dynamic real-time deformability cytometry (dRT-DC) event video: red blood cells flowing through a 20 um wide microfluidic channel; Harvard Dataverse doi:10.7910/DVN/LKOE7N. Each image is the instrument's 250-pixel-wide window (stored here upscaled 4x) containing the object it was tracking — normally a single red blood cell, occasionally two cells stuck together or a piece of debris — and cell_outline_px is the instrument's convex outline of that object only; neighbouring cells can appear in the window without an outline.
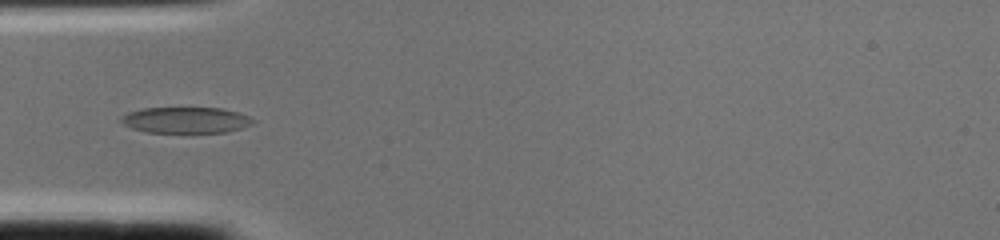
{"species": "common noctule bat (a hibernating species)", "species_latin": "Nyctalus noctula", "temperature_condition": "cold", "stored_images_in_passage": 2, "camera_frame_rate_fps": 3000, "um_per_image_px": 0.085, "animal": {"sex": "female", "body_mass_g": 22.0, "forearm_length_mm": 56.7}, "frame": {"image": 1, "passage_image": 2, "time_ms": 0.333, "image_size_px": [1000, 240], "cell_outline_px": [[256, 120], [252, 124], [244, 128], [228, 132], [148, 132], [132, 128], [120, 124], [120, 116], [128, 112], [144, 108], [224, 108], [240, 112]], "centroid_in_image_um": [15.81, 10.2], "position_along_channel_um": 69.2, "area_um2": 20.23}}